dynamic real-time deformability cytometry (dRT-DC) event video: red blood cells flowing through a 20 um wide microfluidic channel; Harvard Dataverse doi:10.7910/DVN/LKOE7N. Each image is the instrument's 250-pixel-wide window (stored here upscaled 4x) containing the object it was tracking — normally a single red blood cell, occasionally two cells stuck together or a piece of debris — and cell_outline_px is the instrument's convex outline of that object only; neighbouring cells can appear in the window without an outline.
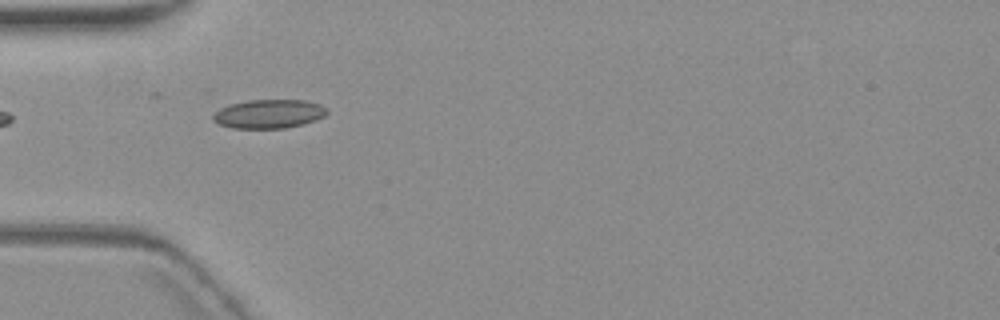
{"species": "common noctule bat (a hibernating species)", "species_latin": "Nyctalus noctula", "temperature_condition": "warm", "stored_images_in_passage": 5, "camera_frame_rate_fps": 3000, "um_per_image_px": 0.085, "animal": {"sex": "female", "body_mass_g": 19.3, "forearm_length_mm": 54.1}, "frame": {"image": 1, "passage_image": 4, "time_ms": 6.0, "image_size_px": [1000, 320], "cell_outline_px": [[328, 112], [324, 116], [316, 120], [304, 124], [284, 128], [232, 128], [220, 124], [212, 120], [212, 116], [220, 108], [228, 104], [248, 100], [304, 100], [320, 104], [328, 108]], "centroid_in_image_um": [22.87, 9.67], "position_along_channel_um": 62.1, "area_um2": 19.25}}